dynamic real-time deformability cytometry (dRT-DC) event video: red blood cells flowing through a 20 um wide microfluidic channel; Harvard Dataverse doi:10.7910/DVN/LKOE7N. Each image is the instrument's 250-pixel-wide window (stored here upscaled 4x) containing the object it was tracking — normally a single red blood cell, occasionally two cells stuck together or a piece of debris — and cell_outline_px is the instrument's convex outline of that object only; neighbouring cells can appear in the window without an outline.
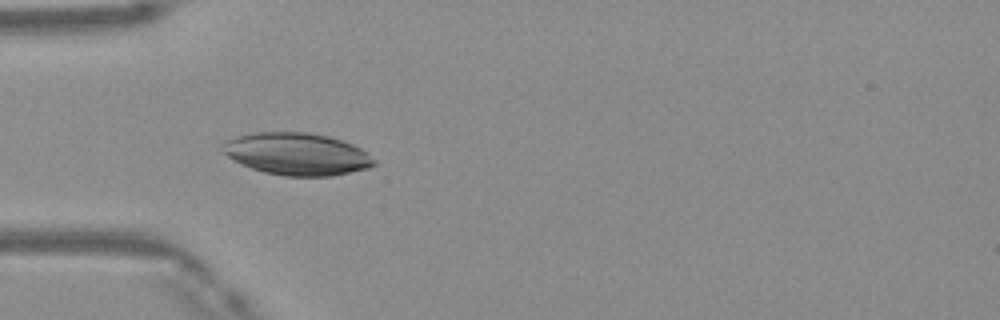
{"species": "Egyptian fruit bat (a non-hibernating species)", "species_latin": "Rousettus aegyptiacus", "temperature_condition": "warm", "stored_images_in_passage": 35, "camera_frame_rate_fps": 3000, "um_per_image_px": 0.085, "frame": {"image": 1, "passage_image": 4, "time_ms": 1.0, "image_size_px": [1000, 320], "cell_outline_px": [[376, 164], [368, 168], [332, 176], [284, 176], [264, 172], [240, 164], [232, 160], [220, 152], [224, 144], [228, 140], [236, 136], [256, 132], [308, 132], [328, 136], [352, 144], [360, 148], [376, 160]], "centroid_in_image_um": [25.21, 13.09], "position_along_channel_um": 59.8, "area_um2": 37.34}}